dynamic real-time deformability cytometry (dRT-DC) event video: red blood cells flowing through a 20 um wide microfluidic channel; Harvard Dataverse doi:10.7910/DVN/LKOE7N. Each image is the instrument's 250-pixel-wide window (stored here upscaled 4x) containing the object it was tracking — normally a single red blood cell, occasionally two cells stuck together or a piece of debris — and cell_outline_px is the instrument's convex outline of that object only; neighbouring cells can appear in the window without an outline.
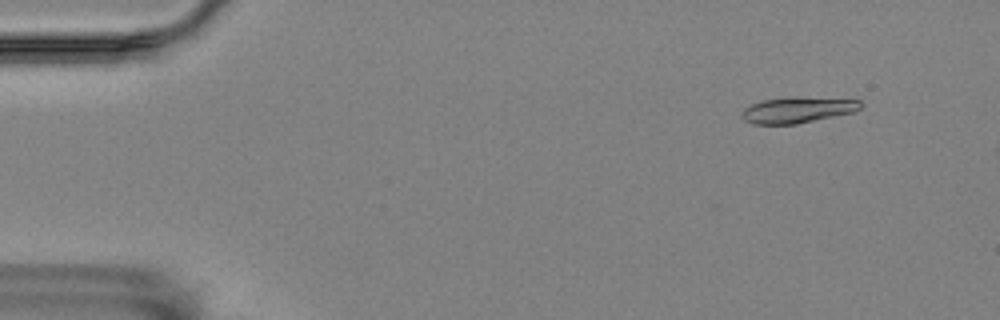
{"species": "Egyptian fruit bat (a non-hibernating species)", "species_latin": "Rousettus aegyptiacus", "temperature_condition": "room temperature", "stored_images_in_passage": 5, "camera_frame_rate_fps": 3000, "um_per_image_px": 0.085, "animal": {"sex": "female"}, "frame": {"image": 1, "passage_image": 2, "time_ms": 0.333, "image_size_px": [1000, 320], "cell_outline_px": [[864, 104], [860, 108], [852, 112], [796, 124], [752, 124], [744, 120], [740, 116], [744, 108], [752, 104], [764, 100], [792, 96], [800, 96], [860, 100]], "centroid_in_image_um": [67.78, 9.33], "position_along_channel_um": 17.2, "area_um2": 18.03}}